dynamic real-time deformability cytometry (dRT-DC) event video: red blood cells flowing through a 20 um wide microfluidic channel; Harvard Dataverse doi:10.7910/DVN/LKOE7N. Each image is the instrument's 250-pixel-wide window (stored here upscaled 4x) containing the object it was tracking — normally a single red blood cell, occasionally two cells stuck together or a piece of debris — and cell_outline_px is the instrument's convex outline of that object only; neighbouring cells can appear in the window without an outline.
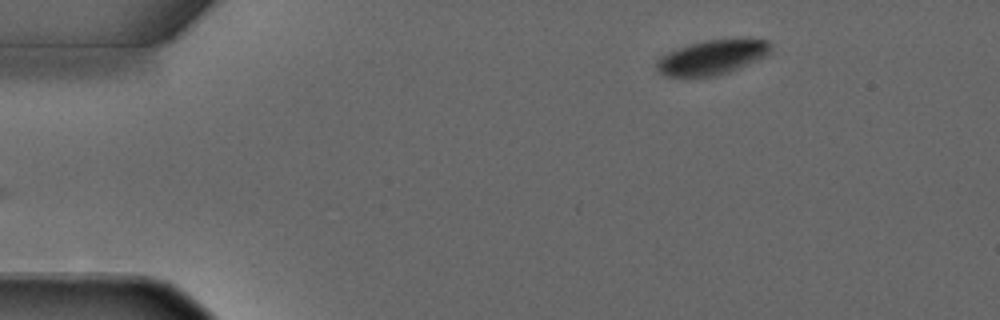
{"species": "common noctule bat (a hibernating species)", "species_latin": "Nyctalus noctula", "temperature_condition": "warm", "stored_images_in_passage": 3, "segment_of_instrument_passage": [2, 2], "camera_frame_rate_fps": 3000, "um_per_image_px": 0.085, "animal": {"sex": "male", "forearm_length_mm": 52.5}, "frame": {"image": 1, "passage_image": 3, "time_ms": 3.333, "image_size_px": [1000, 320], "cell_outline_px": [[772, 52], [756, 60], [728, 72], [716, 76], [668, 76], [660, 72], [656, 68], [656, 60], [660, 56], [676, 48], [704, 40], [768, 40], [772, 44]], "centroid_in_image_um": [60.5, 4.87], "position_along_channel_um": 24.5, "area_um2": 22.6}}